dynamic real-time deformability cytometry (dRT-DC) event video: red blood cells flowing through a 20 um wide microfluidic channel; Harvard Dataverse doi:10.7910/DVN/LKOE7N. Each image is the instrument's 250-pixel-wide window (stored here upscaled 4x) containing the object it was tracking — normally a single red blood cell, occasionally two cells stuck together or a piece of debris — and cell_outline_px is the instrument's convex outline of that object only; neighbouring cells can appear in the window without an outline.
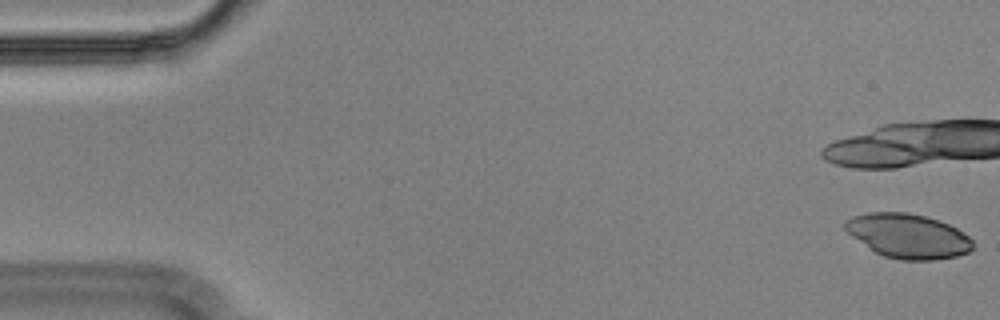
{"species": "Egyptian fruit bat (a non-hibernating species)", "species_latin": "Rousettus aegyptiacus", "temperature_condition": "cold", "stored_images_in_passage": 12, "camera_frame_rate_fps": 3000, "um_per_image_px": 0.085, "animal": {"sex": "male"}, "frame": {"image": 1, "passage_image": 1, "time_ms": 0.0, "image_size_px": [1000, 320], "cell_outline_px": [[972, 248], [968, 252], [956, 256], [936, 260], [900, 260], [884, 256], [876, 252], [852, 236], [844, 228], [844, 220], [852, 216], [868, 212], [908, 212], [940, 220], [956, 228], [968, 236], [972, 240]], "centroid_in_image_um": [77.17, 20.05], "position_along_channel_um": 7.8, "area_um2": 32.95}}